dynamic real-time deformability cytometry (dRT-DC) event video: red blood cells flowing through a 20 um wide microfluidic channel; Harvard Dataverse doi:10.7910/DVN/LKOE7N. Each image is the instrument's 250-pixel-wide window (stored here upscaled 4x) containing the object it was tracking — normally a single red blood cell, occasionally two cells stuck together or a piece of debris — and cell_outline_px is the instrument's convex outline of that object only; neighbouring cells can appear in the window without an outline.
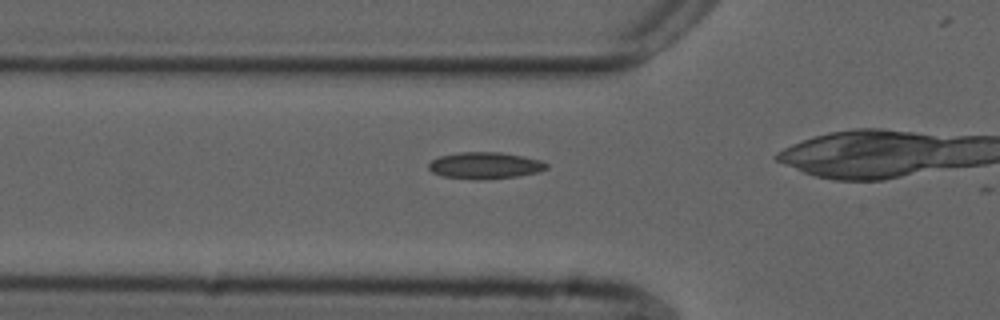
{"species": "common noctule bat (a hibernating species)", "species_latin": "Nyctalus noctula", "temperature_condition": "cold", "stored_images_in_passage": 3, "camera_frame_rate_fps": 3000, "um_per_image_px": 0.085, "animal": {"sex": "male", "forearm_length_mm": 52.5}, "frame": {"image": 1, "passage_image": 2, "time_ms": 0.333, "image_size_px": [1000, 320], "cell_outline_px": [[548, 168], [536, 172], [516, 176], [484, 180], [476, 180], [444, 176], [432, 172], [428, 168], [428, 164], [432, 160], [440, 156], [460, 152], [500, 152], [524, 156], [540, 160], [548, 164]], "centroid_in_image_um": [41.21, 14.06], "position_along_channel_um": 84.6, "area_um2": 18.26}}